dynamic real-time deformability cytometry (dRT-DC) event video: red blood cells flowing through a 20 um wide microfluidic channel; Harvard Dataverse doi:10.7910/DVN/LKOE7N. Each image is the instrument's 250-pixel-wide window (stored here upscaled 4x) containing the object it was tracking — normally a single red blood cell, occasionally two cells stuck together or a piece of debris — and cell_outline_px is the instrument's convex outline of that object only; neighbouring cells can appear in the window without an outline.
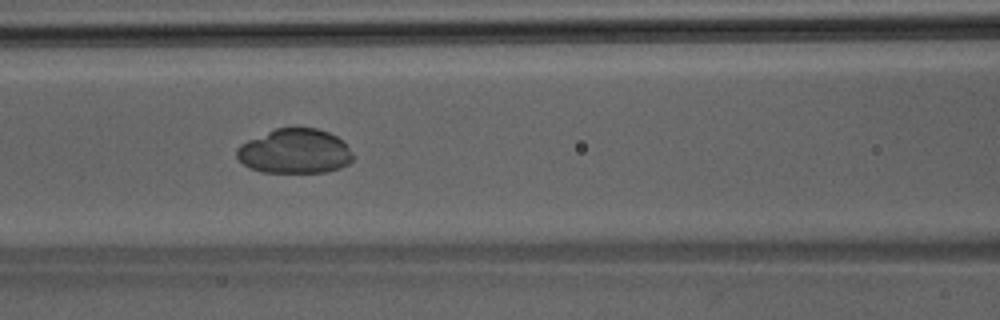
{"species": "Egyptian fruit bat (a non-hibernating species)", "species_latin": "Rousettus aegyptiacus", "temperature_condition": "room temperature", "stored_images_in_passage": 43, "camera_frame_rate_fps": 3000, "um_per_image_px": 0.085, "animal": {"sex": "male"}, "frame": {"image": 1, "passage_image": 20, "time_ms": 6.333, "image_size_px": [1000, 320], "cell_outline_px": [[356, 156], [348, 164], [340, 168], [324, 172], [260, 172], [244, 164], [236, 156], [236, 148], [240, 144], [248, 140], [276, 128], [316, 128], [328, 132], [336, 136]], "centroid_in_image_um": [25.05, 12.86], "position_along_channel_um": 141.5, "area_um2": 30.06}}
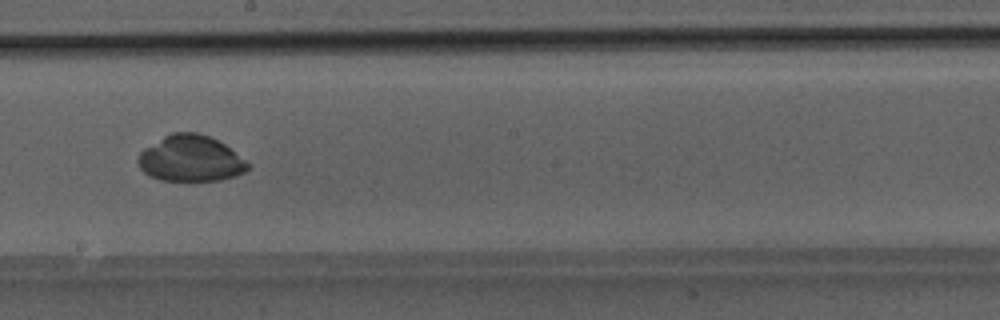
{"frame": {"image": 2, "passage_image": 26, "time_ms": 8.333, "image_size_px": [1000, 320], "cell_outline_px": [[248, 168], [244, 172], [236, 176], [220, 180], [160, 180], [148, 176], [140, 168], [136, 160], [140, 152], [144, 148], [164, 136], [172, 132], [196, 132], [208, 136], [224, 144], [244, 160], [248, 164]], "centroid_in_image_um": [16.15, 13.48], "position_along_channel_um": 232.1, "area_um2": 29.25}}
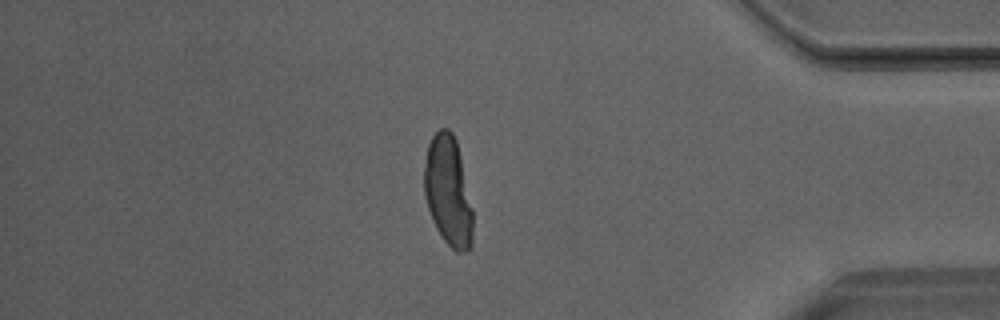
{"frame": {"image": 3, "passage_image": 39, "time_ms": 12.667, "image_size_px": [1000, 320], "cell_outline_px": [[472, 248], [468, 252], [456, 252], [444, 240], [436, 228], [432, 220], [424, 196], [424, 168], [428, 144], [432, 136], [440, 128], [448, 128], [452, 132], [456, 140], [460, 156], [472, 208]], "centroid_in_image_um": [38.08, 16.27], "position_along_channel_um": 397.1, "area_um2": 31.1}}